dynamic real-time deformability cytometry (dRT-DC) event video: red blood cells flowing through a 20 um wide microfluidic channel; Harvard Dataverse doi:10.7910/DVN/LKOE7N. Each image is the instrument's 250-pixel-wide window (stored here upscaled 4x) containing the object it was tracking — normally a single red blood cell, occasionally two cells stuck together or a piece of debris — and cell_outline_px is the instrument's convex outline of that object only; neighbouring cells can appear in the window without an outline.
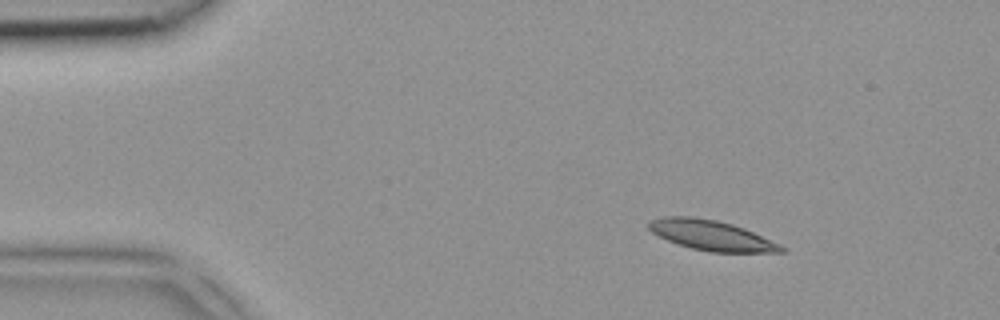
{"species": "common noctule bat (a hibernating species)", "species_latin": "Nyctalus noctula", "temperature_condition": "room temperature", "stored_images_in_passage": 4, "camera_frame_rate_fps": 3000, "um_per_image_px": 0.085, "animal": {"sex": "female", "body_mass_g": 18.4}, "frame": {"image": 1, "passage_image": 1, "time_ms": 0.0, "image_size_px": [1000, 320], "cell_outline_px": [[788, 248], [784, 252], [708, 252], [692, 248], [668, 240], [652, 232], [648, 228], [648, 224], [652, 220], [664, 216], [692, 216], [716, 220], [732, 224], [744, 228], [780, 244]], "centroid_in_image_um": [60.5, 20.0], "position_along_channel_um": 24.5, "area_um2": 23.06}}
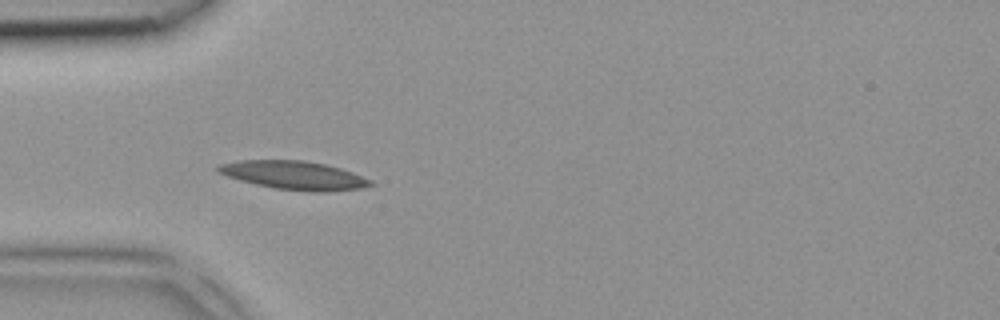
{"frame": {"image": 2, "passage_image": 3, "time_ms": 0.667, "image_size_px": [1000, 320], "cell_outline_px": [[376, 184], [360, 188], [328, 192], [308, 192], [276, 188], [256, 184], [240, 180], [216, 172], [216, 168], [220, 164], [240, 160], [304, 160], [324, 164], [340, 168], [352, 172], [372, 180]], "centroid_in_image_um": [25.02, 14.9], "position_along_channel_um": 60.0, "area_um2": 25.32}}